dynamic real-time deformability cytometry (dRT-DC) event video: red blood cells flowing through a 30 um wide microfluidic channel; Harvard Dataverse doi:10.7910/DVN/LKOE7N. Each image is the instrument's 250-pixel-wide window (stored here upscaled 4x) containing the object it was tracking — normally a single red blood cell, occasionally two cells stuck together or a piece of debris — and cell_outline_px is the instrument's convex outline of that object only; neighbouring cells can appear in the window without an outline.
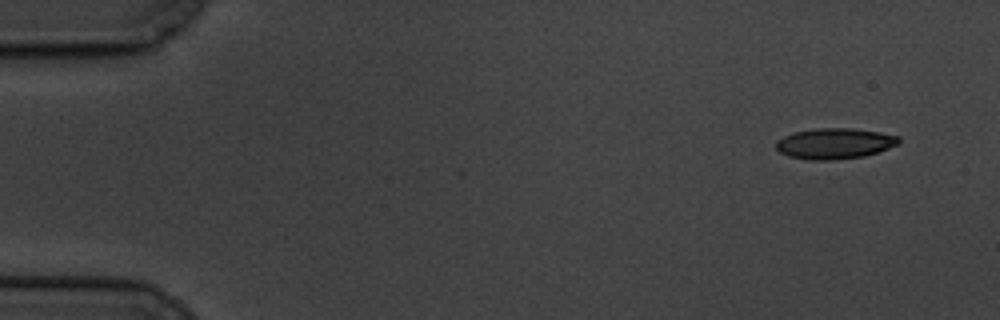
{"species": "common noctule bat (a hibernating species)", "species_latin": "Nyctalus noctula", "temperature_condition": "cold", "stored_images_in_passage": 4, "camera_frame_rate_fps": 3000, "um_per_image_px": 0.085, "animal": {"sex": "male", "body_mass_g": 19.5, "forearm_length_mm": 54.6}, "frame": {"image": 1, "passage_image": 1, "time_ms": 0.0, "image_size_px": [1000, 320], "cell_outline_px": [[900, 144], [864, 156], [836, 160], [808, 160], [788, 156], [780, 152], [776, 148], [776, 140], [784, 136], [796, 132], [816, 128], [852, 128], [880, 132], [900, 136]], "centroid_in_image_um": [70.95, 12.2], "position_along_channel_um": 14.0, "area_um2": 22.08}}
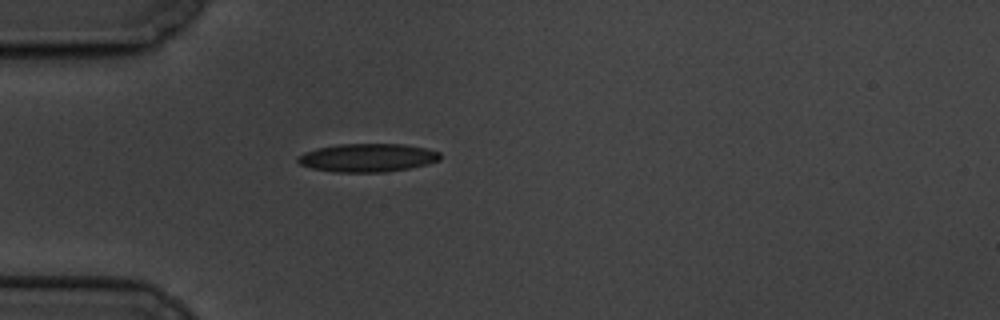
{"frame": {"image": 2, "passage_image": 4, "time_ms": 4.333, "image_size_px": [1000, 320], "cell_outline_px": [[440, 160], [428, 164], [408, 168], [384, 172], [332, 172], [312, 168], [300, 164], [296, 160], [296, 156], [304, 152], [316, 148], [336, 144], [404, 144], [424, 148], [440, 152]], "centroid_in_image_um": [31.2, 13.4], "position_along_channel_um": 53.8, "area_um2": 23.58}}